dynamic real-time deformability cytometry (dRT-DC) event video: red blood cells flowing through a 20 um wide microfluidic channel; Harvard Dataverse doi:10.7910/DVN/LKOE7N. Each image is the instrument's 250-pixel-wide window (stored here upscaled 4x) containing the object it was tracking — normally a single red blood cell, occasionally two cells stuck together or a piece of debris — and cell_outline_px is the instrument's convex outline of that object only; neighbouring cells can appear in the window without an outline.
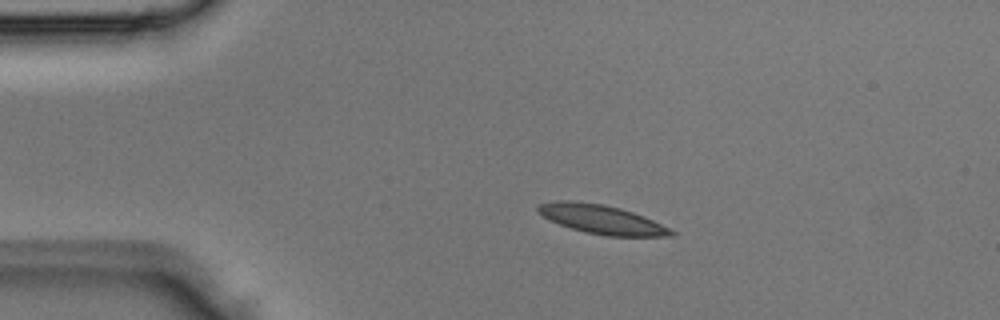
{"species": "Egyptian fruit bat (a non-hibernating species)", "species_latin": "Rousettus aegyptiacus", "temperature_condition": "room temperature", "stored_images_in_passage": 4, "camera_frame_rate_fps": 3000, "um_per_image_px": 0.085, "animal": {"sex": "male"}, "frame": {"image": 1, "passage_image": 2, "time_ms": 0.333, "image_size_px": [1000, 320], "cell_outline_px": [[676, 232], [672, 236], [608, 236], [584, 232], [560, 224], [544, 216], [536, 208], [536, 204], [556, 200], [576, 200], [604, 204], [620, 208], [644, 216]], "centroid_in_image_um": [51.11, 18.63], "position_along_channel_um": 33.9, "area_um2": 22.37}}
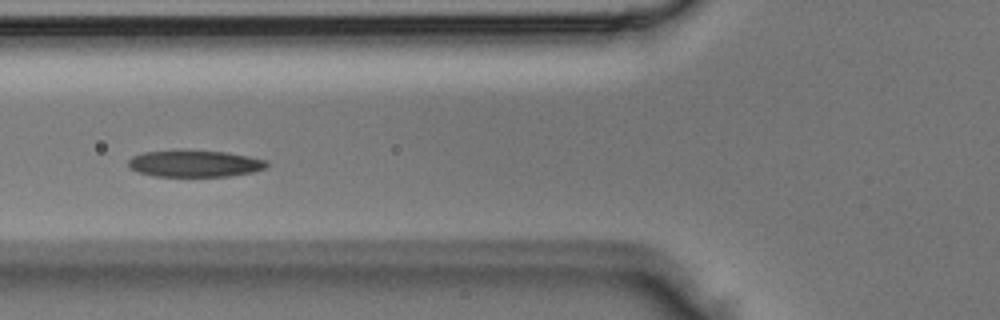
{"frame": {"image": 2, "passage_image": 4, "time_ms": 1.0, "image_size_px": [1000, 320], "cell_outline_px": [[268, 164], [264, 168], [252, 172], [232, 176], [152, 176], [128, 168], [128, 160], [132, 156], [144, 152], [228, 152], [268, 160]], "centroid_in_image_um": [16.57, 13.93], "position_along_channel_um": 109.2, "area_um2": 20.98}}